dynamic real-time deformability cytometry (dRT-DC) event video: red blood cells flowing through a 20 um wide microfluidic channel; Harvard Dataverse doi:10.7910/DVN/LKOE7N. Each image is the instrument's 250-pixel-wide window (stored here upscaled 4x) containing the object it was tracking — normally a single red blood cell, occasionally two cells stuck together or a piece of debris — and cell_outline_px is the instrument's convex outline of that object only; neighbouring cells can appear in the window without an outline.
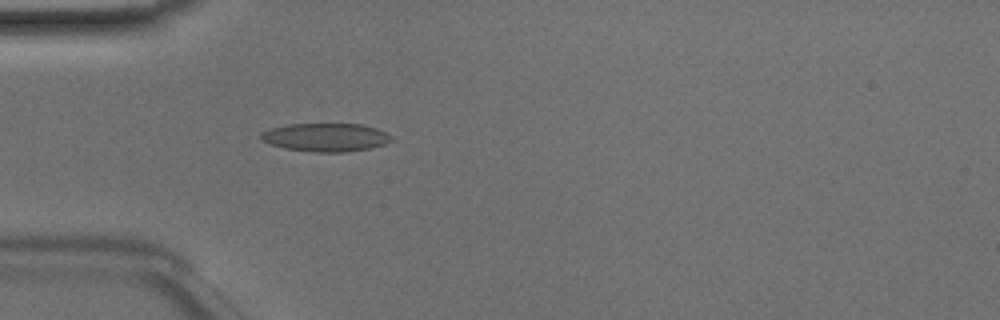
{"species": "Egyptian fruit bat (a non-hibernating species)", "species_latin": "Rousettus aegyptiacus", "temperature_condition": "room temperature", "stored_images_in_passage": 39, "camera_frame_rate_fps": 3000, "um_per_image_px": 0.085, "animal": {"sex": "male"}, "frame": {"image": 1, "passage_image": 5, "time_ms": 1.333, "image_size_px": [1000, 320], "cell_outline_px": [[392, 140], [384, 144], [368, 148], [344, 152], [316, 152], [284, 148], [268, 144], [260, 140], [260, 132], [272, 128], [288, 124], [360, 124], [376, 128], [392, 136]], "centroid_in_image_um": [27.63, 11.67], "position_along_channel_um": 57.4, "area_um2": 21.44}}
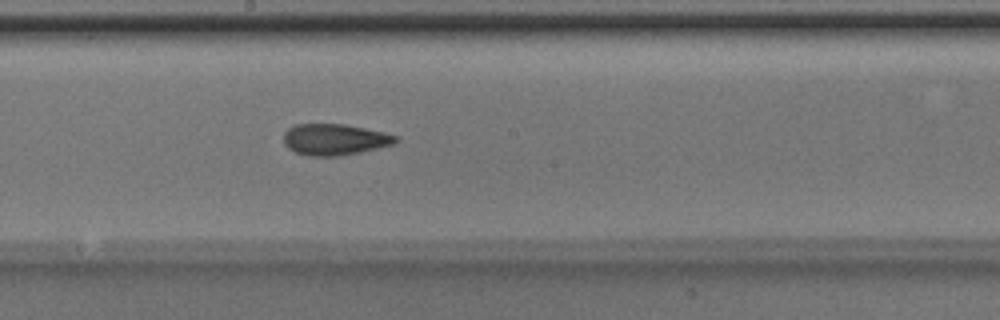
{"frame": {"image": 2, "passage_image": 17, "time_ms": 5.333, "image_size_px": [1000, 320], "cell_outline_px": [[400, 140], [392, 144], [360, 152], [340, 156], [308, 156], [296, 152], [288, 148], [284, 144], [284, 132], [288, 128], [296, 124], [344, 124], [384, 132], [400, 136]], "centroid_in_image_um": [28.45, 11.85], "position_along_channel_um": 219.8, "area_um2": 20.46}}
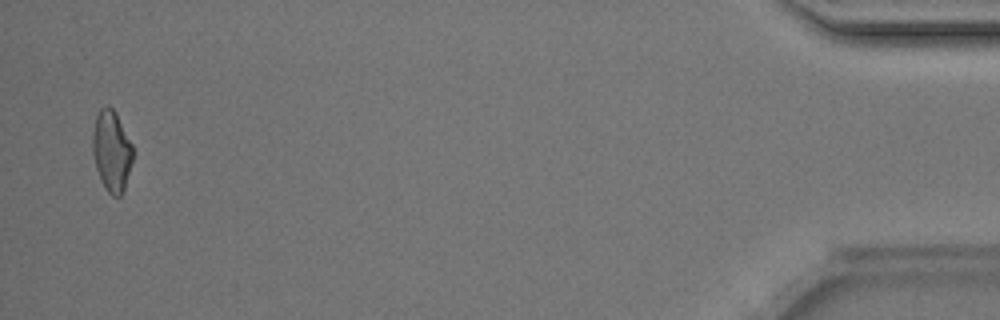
{"frame": {"image": 3, "passage_image": 38, "time_ms": 12.333, "image_size_px": [1000, 320], "cell_outline_px": [[132, 160], [124, 188], [120, 196], [112, 196], [104, 188], [100, 180], [96, 168], [92, 152], [92, 132], [96, 116], [100, 108], [104, 104], [108, 104], [116, 112], [132, 144]], "centroid_in_image_um": [9.46, 12.79], "position_along_channel_um": 425.7, "area_um2": 19.07}, "authors_computed_cell_mechanics": {"area_um2": 19.8832, "velocity_mm_per_s": 4.1708, "shape_relaxation_time_tau1_ms": 5.6822, "shape_relaxation_time_tau2_ms": 2.0577, "deformation_change_tau1": 0.1542, "deformation_change_tau2": 0.0967}}